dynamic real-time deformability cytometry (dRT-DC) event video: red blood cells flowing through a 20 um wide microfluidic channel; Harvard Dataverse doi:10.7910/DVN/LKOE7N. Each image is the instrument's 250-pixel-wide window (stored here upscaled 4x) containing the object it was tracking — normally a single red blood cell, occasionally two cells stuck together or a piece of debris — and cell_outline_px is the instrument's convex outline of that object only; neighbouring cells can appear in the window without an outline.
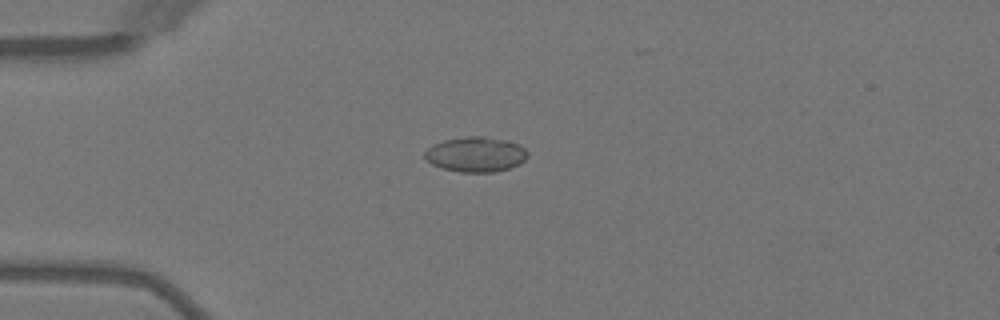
{"species": "Egyptian fruit bat (a non-hibernating species)", "species_latin": "Rousettus aegyptiacus", "temperature_condition": "warm", "stored_images_in_passage": 3, "camera_frame_rate_fps": 3000, "um_per_image_px": 0.085, "animal": {"sex": "female"}, "frame": {"image": 1, "passage_image": 1, "time_ms": 0.0, "image_size_px": [1000, 320], "cell_outline_px": [[528, 156], [520, 164], [496, 172], [460, 172], [440, 168], [424, 160], [424, 152], [432, 144], [444, 140], [468, 136], [484, 136], [504, 140], [520, 144], [528, 152]], "centroid_in_image_um": [40.41, 13.13], "position_along_channel_um": 44.6, "area_um2": 21.21}}
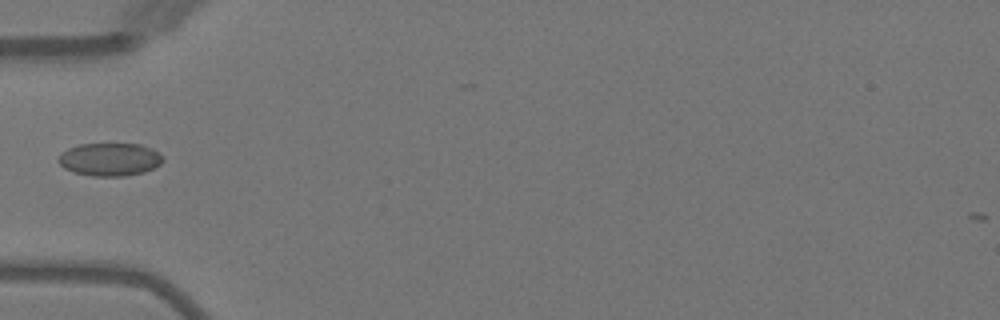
{"frame": {"image": 2, "passage_image": 2, "time_ms": 1.333, "image_size_px": [1000, 320], "cell_outline_px": [[164, 160], [160, 164], [144, 172], [124, 176], [92, 176], [76, 172], [64, 168], [56, 160], [60, 152], [68, 148], [80, 144], [140, 144], [152, 148], [164, 156]], "centroid_in_image_um": [9.32, 13.54], "position_along_channel_um": 75.7, "area_um2": 20.17}}
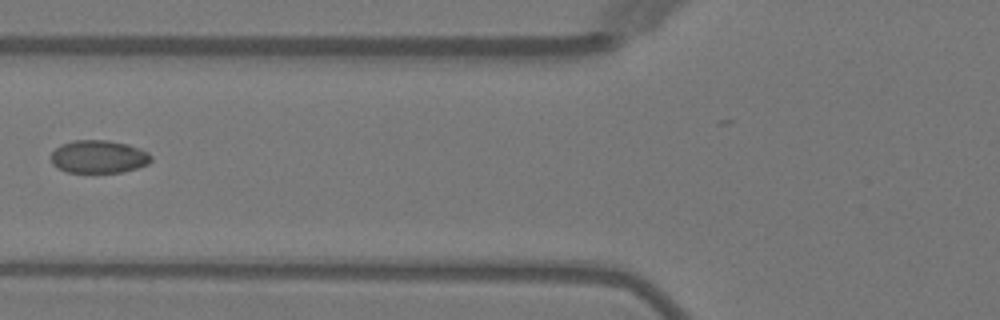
{"frame": {"image": 3, "passage_image": 3, "time_ms": 2.333, "image_size_px": [1000, 320], "cell_outline_px": [[152, 160], [148, 164], [136, 168], [120, 172], [68, 172], [56, 168], [52, 164], [52, 152], [60, 144], [76, 140], [108, 140], [128, 144], [148, 152], [152, 156]], "centroid_in_image_um": [8.38, 13.31], "position_along_channel_um": 117.4, "area_um2": 19.19}}